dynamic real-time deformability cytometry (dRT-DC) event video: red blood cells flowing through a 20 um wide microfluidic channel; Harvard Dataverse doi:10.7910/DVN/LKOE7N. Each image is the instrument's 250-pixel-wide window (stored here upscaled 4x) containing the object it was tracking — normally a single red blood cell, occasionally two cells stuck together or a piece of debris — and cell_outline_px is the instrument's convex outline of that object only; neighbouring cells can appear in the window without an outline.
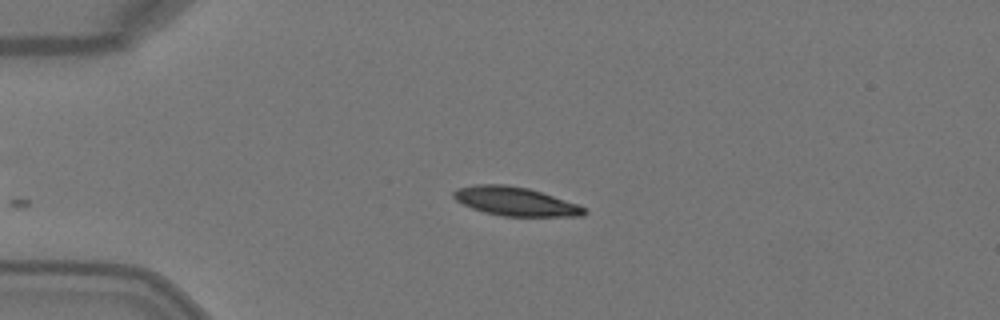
{"species": "Egyptian fruit bat (a non-hibernating species)", "species_latin": "Rousettus aegyptiacus", "temperature_condition": "warm", "stored_images_in_passage": 3, "camera_frame_rate_fps": 3000, "um_per_image_px": 0.085, "animal": {"sex": "female"}, "frame": {"image": 1, "passage_image": 3, "time_ms": 0.667, "image_size_px": [1000, 320], "cell_outline_px": [[588, 212], [584, 216], [504, 216], [484, 212], [472, 208], [456, 200], [452, 196], [452, 192], [456, 188], [476, 184], [504, 184], [528, 188], [576, 204], [584, 208]], "centroid_in_image_um": [43.76, 17.11], "position_along_channel_um": 41.2, "area_um2": 21.68}}